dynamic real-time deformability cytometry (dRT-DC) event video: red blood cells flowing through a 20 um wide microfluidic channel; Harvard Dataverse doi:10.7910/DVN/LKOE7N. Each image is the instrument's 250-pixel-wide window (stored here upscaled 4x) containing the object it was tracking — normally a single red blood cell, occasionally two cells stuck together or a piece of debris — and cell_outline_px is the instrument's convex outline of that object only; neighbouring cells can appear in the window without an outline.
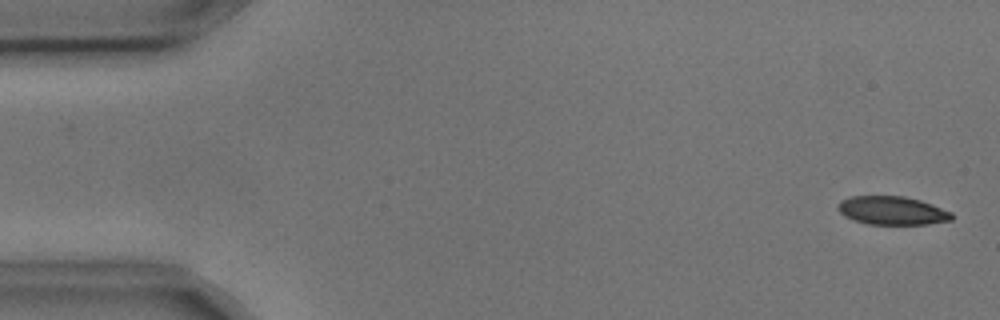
{"species": "common noctule bat (a hibernating species)", "species_latin": "Nyctalus noctula", "temperature_condition": "cold", "stored_images_in_passage": 2, "camera_frame_rate_fps": 3000, "um_per_image_px": 0.085, "animal": {"sex": "male", "body_mass_g": 17.9, "forearm_length_mm": 54.2}, "frame": {"image": 1, "passage_image": 2, "time_ms": 0.333, "image_size_px": [1000, 320], "cell_outline_px": [[952, 220], [928, 224], [868, 224], [844, 216], [836, 208], [840, 200], [848, 196], [904, 196], [920, 200], [932, 204], [952, 212]], "centroid_in_image_um": [75.82, 17.89], "position_along_channel_um": 9.2, "area_um2": 18.9}}